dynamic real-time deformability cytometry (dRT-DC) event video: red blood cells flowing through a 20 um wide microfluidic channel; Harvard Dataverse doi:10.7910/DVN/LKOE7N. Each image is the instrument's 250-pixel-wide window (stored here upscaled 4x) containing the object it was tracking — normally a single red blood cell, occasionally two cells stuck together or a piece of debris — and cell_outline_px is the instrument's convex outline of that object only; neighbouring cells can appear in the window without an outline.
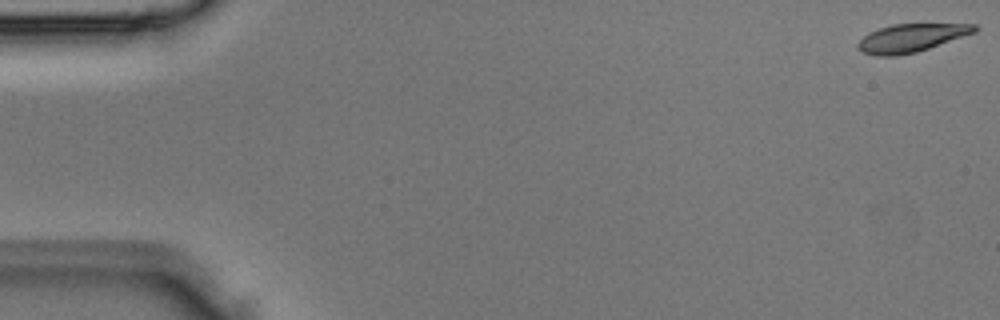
{"species": "Egyptian fruit bat (a non-hibernating species)", "species_latin": "Rousettus aegyptiacus", "temperature_condition": "room temperature", "stored_images_in_passage": 7, "camera_frame_rate_fps": 3000, "um_per_image_px": 0.085, "animal": {"sex": "male"}, "frame": {"image": 1, "passage_image": 1, "time_ms": 0.0, "image_size_px": [1000, 320], "cell_outline_px": [[980, 28], [976, 32], [916, 52], [896, 56], [876, 56], [864, 52], [856, 44], [868, 32], [892, 24], [976, 24]], "centroid_in_image_um": [77.47, 3.21], "position_along_channel_um": 7.5, "area_um2": 18.96}}